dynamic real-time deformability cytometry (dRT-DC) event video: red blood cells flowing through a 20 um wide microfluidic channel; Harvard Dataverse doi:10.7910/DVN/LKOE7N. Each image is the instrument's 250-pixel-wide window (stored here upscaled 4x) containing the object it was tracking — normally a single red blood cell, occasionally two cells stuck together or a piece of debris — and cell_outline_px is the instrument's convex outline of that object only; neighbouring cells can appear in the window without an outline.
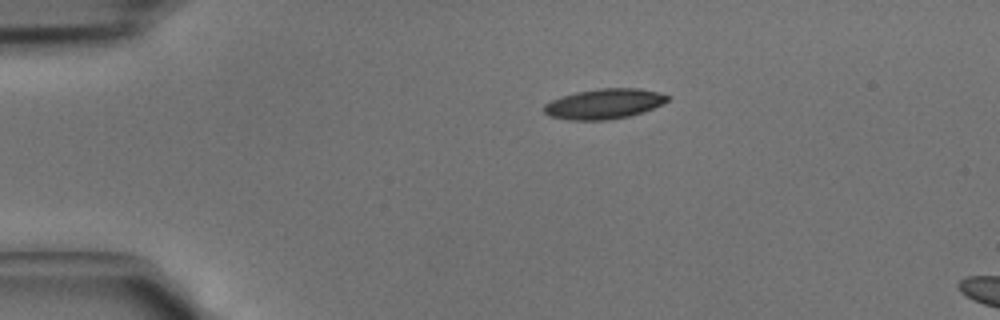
{"species": "common noctule bat (a hibernating species)", "species_latin": "Nyctalus noctula", "temperature_condition": "cold", "stored_images_in_passage": 2, "camera_frame_rate_fps": 3000, "um_per_image_px": 0.085, "animal": {"sex": "male", "body_mass_g": 15.6}, "frame": {"image": 1, "passage_image": 1, "time_ms": 0.0, "image_size_px": [1000, 320], "cell_outline_px": [[668, 100], [652, 108], [628, 116], [608, 120], [568, 120], [548, 116], [544, 112], [544, 104], [560, 96], [576, 92], [596, 88], [636, 88], [660, 92], [668, 96]], "centroid_in_image_um": [51.29, 8.82], "position_along_channel_um": 33.7, "area_um2": 21.62}}